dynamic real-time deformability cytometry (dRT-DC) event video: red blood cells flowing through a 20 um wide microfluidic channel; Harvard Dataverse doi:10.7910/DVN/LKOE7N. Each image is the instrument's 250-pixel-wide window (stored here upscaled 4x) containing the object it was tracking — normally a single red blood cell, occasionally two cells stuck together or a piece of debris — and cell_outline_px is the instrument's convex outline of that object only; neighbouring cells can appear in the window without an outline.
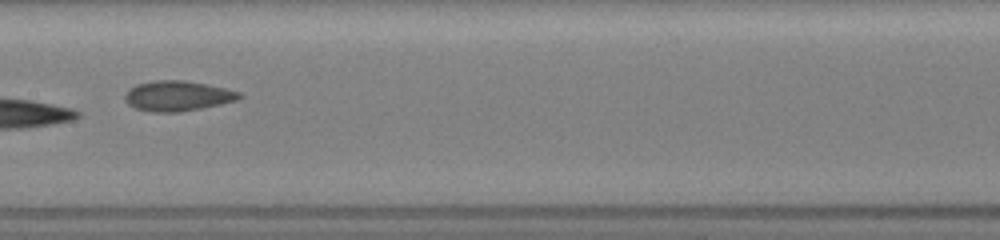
{"species": "common noctule bat (a hibernating species)", "species_latin": "Nyctalus noctula", "temperature_condition": "room temperature", "stored_images_in_passage": 31, "camera_frame_rate_fps": 3000, "um_per_image_px": 0.085, "animal": {"sex": "female", "body_mass_g": 19.5, "forearm_length_mm": 54.1}, "frame": {"image": 1, "passage_image": 22, "time_ms": 9.0, "image_size_px": [1000, 240], "cell_outline_px": [[244, 96], [240, 100], [180, 112], [152, 112], [136, 108], [128, 104], [124, 100], [124, 96], [128, 88], [136, 84], [156, 80], [184, 80], [208, 84], [240, 92]], "centroid_in_image_um": [15.1, 8.15], "position_along_channel_um": 192.3, "area_um2": 20.29}}
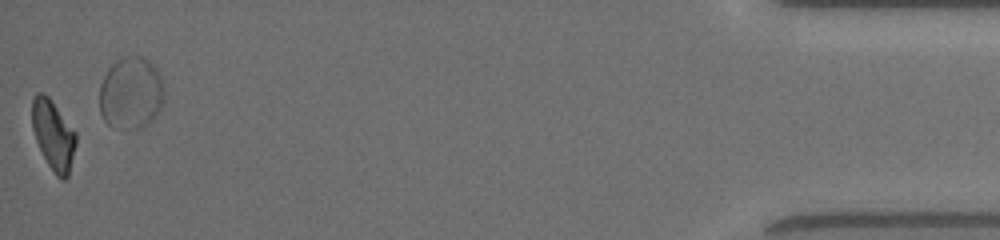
{"frame": {"image": 2, "passage_image": 31, "time_ms": 16.667, "image_size_px": [1000, 240], "cell_outline_px": [[76, 144], [68, 176], [64, 180], [60, 180], [56, 176], [48, 164], [36, 140], [32, 128], [32, 100], [36, 92], [44, 92], [48, 96], [76, 132]], "centroid_in_image_um": [4.53, 11.47], "position_along_channel_um": 430.7, "area_um2": 17.74}, "authors_computed_cell_mechanics": {"area_um2": 18.4382, "velocity_mm_per_s": 4.0805, "shape_relaxation_time_tau1_ms": 3.9098, "shape_relaxation_time_tau2_ms": null, "deformation_change_tau1": 0.1559, "deformation_change_tau2": null}}